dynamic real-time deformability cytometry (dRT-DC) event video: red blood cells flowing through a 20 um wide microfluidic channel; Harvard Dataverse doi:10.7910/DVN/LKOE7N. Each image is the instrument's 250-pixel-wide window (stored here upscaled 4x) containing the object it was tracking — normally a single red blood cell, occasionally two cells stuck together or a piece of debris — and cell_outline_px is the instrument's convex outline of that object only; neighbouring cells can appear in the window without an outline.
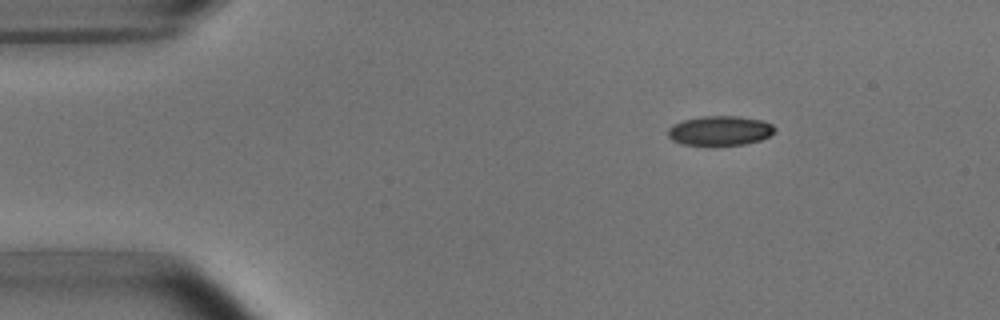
{"species": "common noctule bat (a hibernating species)", "species_latin": "Nyctalus noctula", "temperature_condition": "room temperature", "stored_images_in_passage": 3, "camera_frame_rate_fps": 3000, "um_per_image_px": 0.085, "animal": {"sex": "male", "body_mass_g": 15.6}, "frame": {"image": 1, "passage_image": 1, "time_ms": 0.0, "image_size_px": [1000, 320], "cell_outline_px": [[776, 132], [760, 140], [744, 144], [684, 144], [672, 140], [668, 136], [668, 128], [672, 124], [680, 120], [700, 116], [736, 116], [760, 120], [772, 124], [776, 128]], "centroid_in_image_um": [61.18, 11.08], "position_along_channel_um": 23.8, "area_um2": 18.26}}